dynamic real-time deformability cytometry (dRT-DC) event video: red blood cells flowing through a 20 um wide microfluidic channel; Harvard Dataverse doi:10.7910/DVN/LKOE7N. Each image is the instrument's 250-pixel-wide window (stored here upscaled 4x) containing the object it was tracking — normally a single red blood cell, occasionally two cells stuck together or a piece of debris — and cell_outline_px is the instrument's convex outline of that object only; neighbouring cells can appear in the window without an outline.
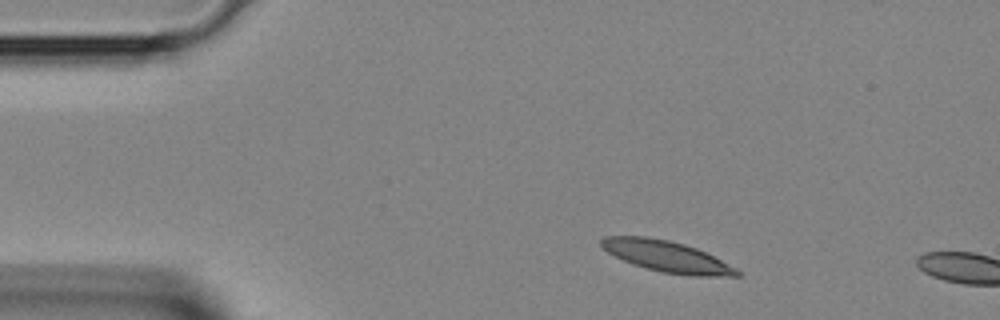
{"species": "Egyptian fruit bat (a non-hibernating species)", "species_latin": "Rousettus aegyptiacus", "temperature_condition": "room temperature", "stored_images_in_passage": 2, "camera_frame_rate_fps": 3000, "um_per_image_px": 0.085, "animal": {"sex": "female"}, "frame": {"image": 1, "passage_image": 1, "time_ms": 0.0, "image_size_px": [1000, 320], "cell_outline_px": [[740, 276], [692, 276], [660, 272], [644, 268], [632, 264], [608, 252], [600, 244], [600, 240], [604, 236], [648, 236], [668, 240], [684, 244], [696, 248], [736, 268], [740, 272]], "centroid_in_image_um": [56.65, 21.8], "position_along_channel_um": 28.4, "area_um2": 24.45}}